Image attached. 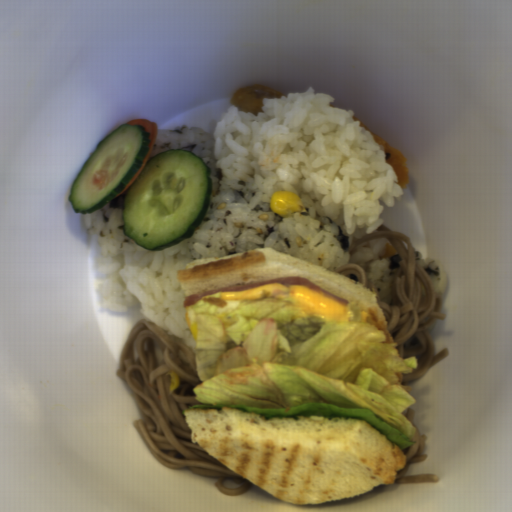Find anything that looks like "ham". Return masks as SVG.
I'll use <instances>...</instances> for the list:
<instances>
[{
	"instance_id": "1",
	"label": "ham",
	"mask_w": 512,
	"mask_h": 512,
	"mask_svg": "<svg viewBox=\"0 0 512 512\" xmlns=\"http://www.w3.org/2000/svg\"><path fill=\"white\" fill-rule=\"evenodd\" d=\"M272 283H280V284H282L286 288L288 286H290V285L308 286V289H313V290H316V291H320L321 293H323V296L324 295H329V296L333 297L334 299H336L339 302V304L341 306H346L349 303V301H347V300H345V299H343V298H341V297H339V296L329 292L328 290H326L323 287H320V286L316 285L315 283H313L308 278L295 277V276H285V277L276 278V279L267 280V281L258 282V283H245V284H240V285L224 287V288H221V289H218V290H207V291H204V292L188 295V296L185 297V299L183 301V306L185 308L186 306H189V305H192V304H196V302L198 300H200L202 297L207 296V295H214L216 292L240 293V292H243V291H246V290H249V289H254V288L261 287V286L268 285V284H272Z\"/></svg>"
}]
</instances>
